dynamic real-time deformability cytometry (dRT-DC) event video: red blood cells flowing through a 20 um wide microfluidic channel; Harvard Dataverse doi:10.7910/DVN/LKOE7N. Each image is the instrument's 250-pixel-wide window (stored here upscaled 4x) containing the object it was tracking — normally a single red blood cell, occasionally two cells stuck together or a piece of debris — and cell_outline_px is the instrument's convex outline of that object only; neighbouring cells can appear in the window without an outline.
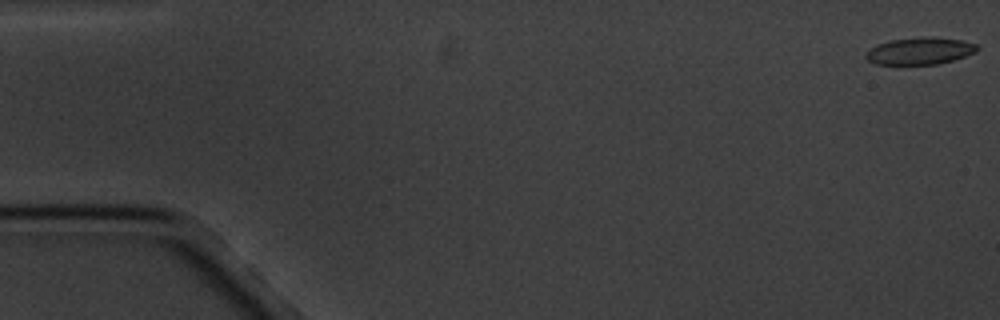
{"species": "common noctule bat (a hibernating species)", "species_latin": "Nyctalus noctula", "temperature_condition": "cold", "stored_images_in_passage": 10, "camera_frame_rate_fps": 3000, "um_per_image_px": 0.085, "animal": {"sex": "male", "body_mass_g": 20.1, "forearm_length_mm": 53.5}, "frame": {"image": 1, "passage_image": 1, "time_ms": 0.0, "image_size_px": [1000, 320], "cell_outline_px": [[980, 48], [976, 52], [952, 60], [936, 64], [876, 64], [868, 60], [864, 56], [876, 44], [892, 40], [924, 36], [960, 40], [976, 44]], "centroid_in_image_um": [78.19, 4.33], "position_along_channel_um": 6.8, "area_um2": 17.28}}
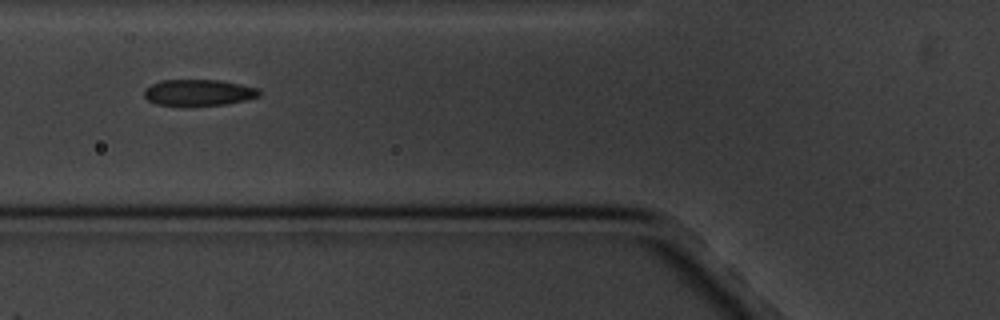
{"frame": {"image": 2, "passage_image": 7, "time_ms": 7.0, "image_size_px": [1000, 320], "cell_outline_px": [[260, 96], [244, 100], [224, 104], [156, 104], [148, 100], [144, 96], [144, 92], [152, 84], [164, 80], [220, 80], [260, 88]], "centroid_in_image_um": [16.93, 7.84], "position_along_channel_um": 108.9, "area_um2": 17.05}}
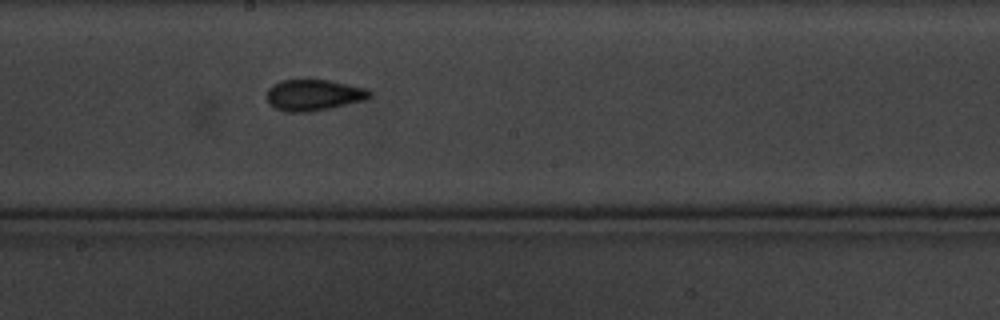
{"frame": {"image": 3, "passage_image": 10, "time_ms": 10.333, "image_size_px": [1000, 320], "cell_outline_px": [[372, 96], [364, 100], [312, 112], [284, 112], [268, 104], [268, 88], [284, 80], [328, 80], [368, 88], [372, 92]], "centroid_in_image_um": [26.7, 8.09], "position_along_channel_um": 221.5, "area_um2": 18.61}}